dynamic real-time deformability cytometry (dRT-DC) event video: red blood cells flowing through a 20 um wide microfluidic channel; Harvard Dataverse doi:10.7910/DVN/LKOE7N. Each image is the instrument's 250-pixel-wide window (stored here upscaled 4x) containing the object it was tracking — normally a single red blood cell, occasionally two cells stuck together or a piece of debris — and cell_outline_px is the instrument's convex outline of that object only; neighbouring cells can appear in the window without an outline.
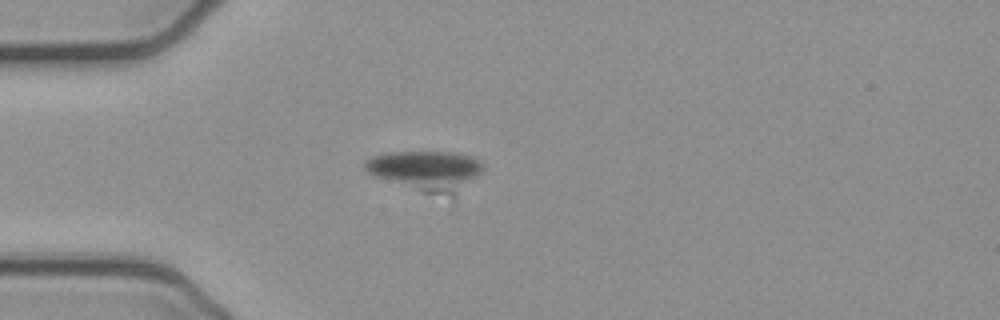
{"species": "common noctule bat (a hibernating species)", "species_latin": "Nyctalus noctula", "temperature_condition": "cold", "stored_images_in_passage": 39, "camera_frame_rate_fps": 3000, "um_per_image_px": 0.085, "animal": {"sex": "female", "body_mass_g": 21.9}, "frame": {"image": 1, "passage_image": 12, "time_ms": 3.667, "image_size_px": [1000, 320], "cell_outline_px": [[484, 168], [476, 176], [452, 196], [424, 192], [376, 176], [368, 172], [364, 168], [364, 160], [372, 156], [388, 152], [456, 152], [472, 156], [480, 160], [484, 164]], "centroid_in_image_um": [36.23, 14.46], "position_along_channel_um": 48.8, "area_um2": 26.99}}